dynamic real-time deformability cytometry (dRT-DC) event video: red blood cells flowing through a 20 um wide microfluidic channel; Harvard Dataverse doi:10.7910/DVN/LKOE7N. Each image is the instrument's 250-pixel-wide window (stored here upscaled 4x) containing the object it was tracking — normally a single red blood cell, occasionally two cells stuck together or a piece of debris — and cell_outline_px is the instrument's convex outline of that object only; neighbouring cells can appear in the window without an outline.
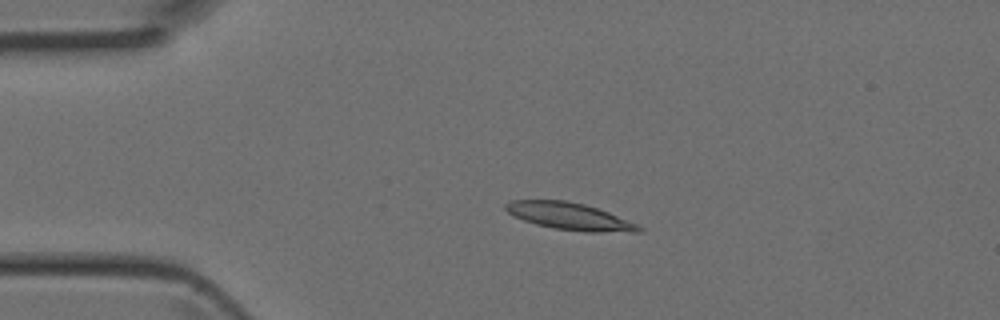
{"species": "Egyptian fruit bat (a non-hibernating species)", "species_latin": "Rousettus aegyptiacus", "temperature_condition": "room temperature", "stored_images_in_passage": 4, "camera_frame_rate_fps": 3000, "um_per_image_px": 0.085, "animal": {"sex": "female"}, "frame": {"image": 1, "passage_image": 3, "time_ms": 0.667, "image_size_px": [1000, 320], "cell_outline_px": [[644, 228], [640, 232], [584, 232], [552, 228], [536, 224], [512, 216], [504, 208], [504, 204], [512, 200], [564, 200], [584, 204], [608, 212], [636, 224]], "centroid_in_image_um": [48.38, 18.39], "position_along_channel_um": 36.6, "area_um2": 20.98}}